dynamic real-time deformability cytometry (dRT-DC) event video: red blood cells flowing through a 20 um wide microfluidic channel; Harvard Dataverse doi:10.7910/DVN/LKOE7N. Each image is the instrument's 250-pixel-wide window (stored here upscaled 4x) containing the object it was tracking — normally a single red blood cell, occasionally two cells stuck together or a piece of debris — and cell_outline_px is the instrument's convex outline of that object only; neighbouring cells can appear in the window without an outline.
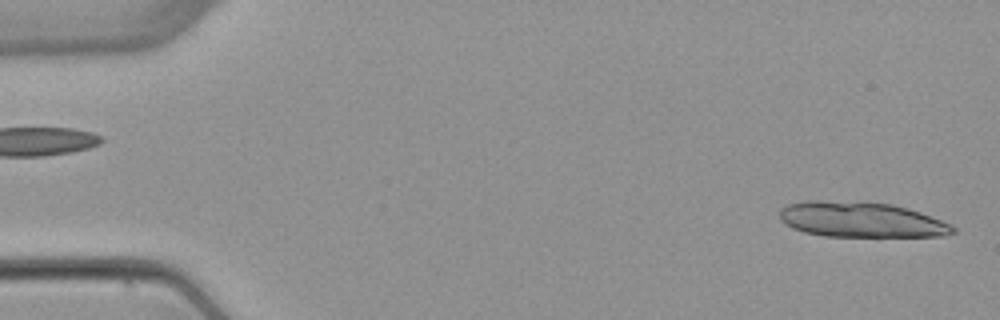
{"species": "common noctule bat (a hibernating species)", "species_latin": "Nyctalus noctula", "temperature_condition": "warm", "stored_images_in_passage": 3, "camera_frame_rate_fps": 3000, "um_per_image_px": 0.085, "animal": {"sex": "female", "body_mass_g": 22.7, "forearm_length_mm": 54.2}, "frame": {"image": 1, "passage_image": 3, "time_ms": 2.667, "image_size_px": [1000, 320], "cell_outline_px": [[956, 232], [944, 236], [824, 236], [804, 232], [792, 228], [784, 224], [780, 220], [780, 208], [788, 204], [808, 200], [820, 200], [892, 204], [908, 208], [920, 212], [952, 224], [956, 228]], "centroid_in_image_um": [73.19, 18.68], "position_along_channel_um": 11.8, "area_um2": 35.66}}